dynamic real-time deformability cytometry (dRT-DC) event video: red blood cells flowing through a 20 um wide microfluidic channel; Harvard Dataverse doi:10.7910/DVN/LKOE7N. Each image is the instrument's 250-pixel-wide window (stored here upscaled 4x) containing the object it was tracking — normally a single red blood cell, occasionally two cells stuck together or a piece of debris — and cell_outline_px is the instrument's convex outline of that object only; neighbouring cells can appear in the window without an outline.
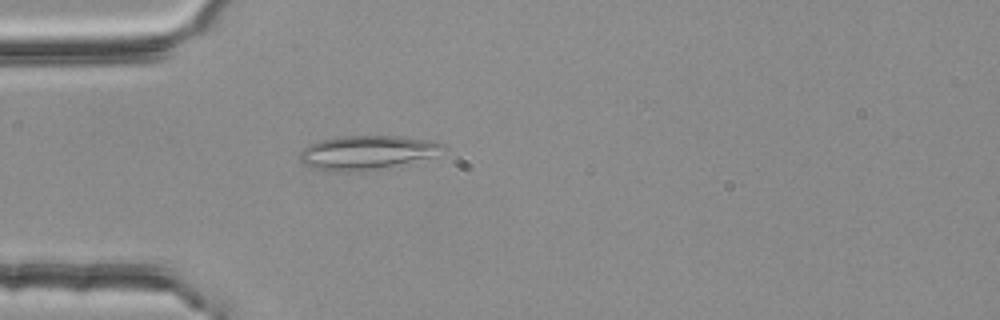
{"species": "common noctule bat (a hibernating species)", "species_latin": "Nyctalus noctula", "temperature_condition": "room temperature", "stored_images_in_passage": 32, "camera_frame_rate_fps": 3000, "um_per_image_px": 0.085, "animal": {"sex": "female", "body_mass_g": 25.1}, "frame": {"image": 1, "passage_image": 2, "time_ms": 0.333, "image_size_px": [1000, 320], "cell_outline_px": [[444, 148], [432, 156], [392, 164], [348, 172], [328, 172], [304, 164], [300, 160], [300, 152], [308, 144], [320, 140], [336, 136], [400, 136], [436, 140], [444, 144]], "centroid_in_image_um": [31.1, 12.92], "position_along_channel_um": 53.9, "area_um2": 27.69}}
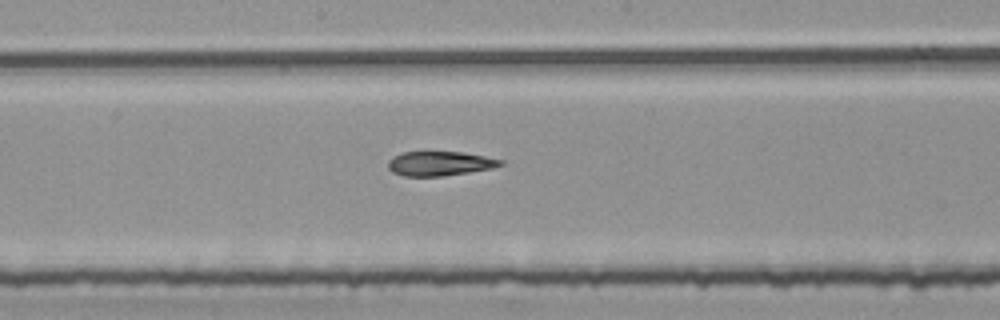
{"frame": {"image": 2, "passage_image": 15, "time_ms": 4.667, "image_size_px": [1000, 320], "cell_outline_px": [[504, 164], [492, 168], [468, 172], [440, 176], [404, 176], [392, 172], [388, 168], [388, 160], [392, 156], [404, 152], [424, 148], [464, 152], [504, 160]], "centroid_in_image_um": [37.33, 13.84], "position_along_channel_um": 210.9, "area_um2": 16.82}}
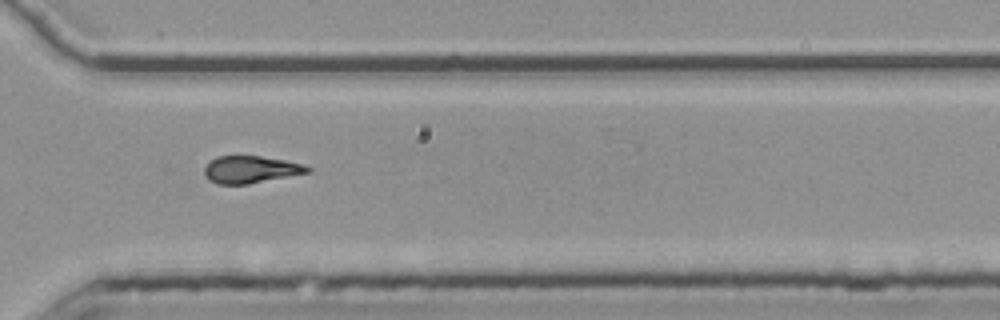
{"frame": {"image": 3, "passage_image": 26, "time_ms": 8.333, "image_size_px": [1000, 320], "cell_outline_px": [[312, 172], [248, 184], [216, 184], [208, 180], [204, 176], [204, 168], [216, 156], [260, 156], [284, 160], [304, 164], [312, 168]], "centroid_in_image_um": [21.32, 14.41], "position_along_channel_um": 349.3, "area_um2": 16.47}, "authors_computed_cell_mechanics": {"area_um2": 16.7909, "velocity_mm_per_s": 3.7853, "shape_relaxation_time_tau1_ms": null, "shape_relaxation_time_tau2_ms": 5.8221, "deformation_change_tau1": null, "deformation_change_tau2": 0.1358}}